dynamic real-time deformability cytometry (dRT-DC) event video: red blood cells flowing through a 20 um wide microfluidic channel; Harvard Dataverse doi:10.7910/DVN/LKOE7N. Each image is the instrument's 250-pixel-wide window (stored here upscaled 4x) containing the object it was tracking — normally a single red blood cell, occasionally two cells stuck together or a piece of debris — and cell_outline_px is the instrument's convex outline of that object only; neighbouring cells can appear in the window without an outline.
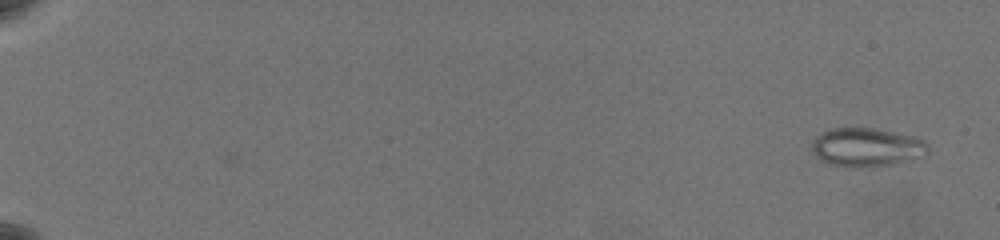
{"species": "common noctule bat (a hibernating species)", "species_latin": "Nyctalus noctula", "temperature_condition": "warm", "stored_images_in_passage": 2, "camera_frame_rate_fps": 3000, "um_per_image_px": 0.085, "animal": {"sex": "female", "body_mass_g": 19.5, "forearm_length_mm": 54.1}, "frame": {"image": 1, "passage_image": 1, "time_ms": 0.0, "image_size_px": [1000, 240], "cell_outline_px": [[928, 152], [892, 164], [856, 168], [852, 168], [824, 164], [816, 156], [812, 148], [816, 136], [832, 128], [876, 128], [916, 136], [924, 140]], "centroid_in_image_um": [73.61, 12.51], "position_along_channel_um": 11.4, "area_um2": 25.95}}